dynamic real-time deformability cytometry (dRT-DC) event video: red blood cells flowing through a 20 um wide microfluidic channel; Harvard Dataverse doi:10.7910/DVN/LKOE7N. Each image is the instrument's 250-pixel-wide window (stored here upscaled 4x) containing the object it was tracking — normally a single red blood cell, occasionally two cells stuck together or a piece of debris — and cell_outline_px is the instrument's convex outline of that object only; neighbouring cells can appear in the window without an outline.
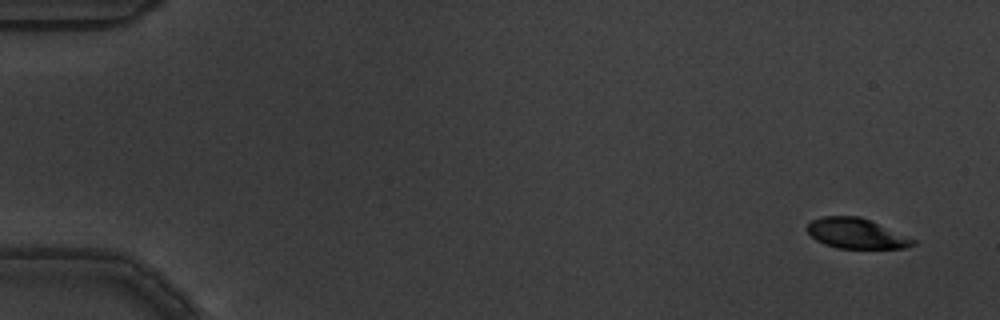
{"species": "common noctule bat (a hibernating species)", "species_latin": "Nyctalus noctula", "temperature_condition": "warm", "stored_images_in_passage": 5, "camera_frame_rate_fps": 3000, "um_per_image_px": 0.085, "animal": {"sex": "male", "body_mass_g": 19.5, "forearm_length_mm": 54.6}, "frame": {"image": 1, "passage_image": 1, "time_ms": 0.0, "image_size_px": [1000, 320], "cell_outline_px": [[916, 244], [904, 248], [836, 248], [824, 244], [816, 240], [804, 228], [812, 220], [820, 216], [860, 216], [916, 240]], "centroid_in_image_um": [72.74, 19.84], "position_along_channel_um": 12.3, "area_um2": 18.55}}
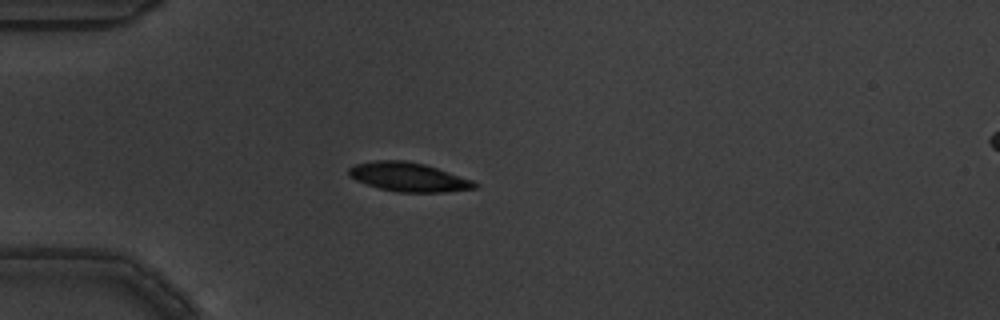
{"frame": {"image": 2, "passage_image": 5, "time_ms": 1.333, "image_size_px": [1000, 320], "cell_outline_px": [[480, 184], [476, 188], [444, 192], [396, 192], [380, 188], [356, 180], [348, 176], [348, 168], [356, 164], [376, 160], [404, 160], [424, 164], [472, 180]], "centroid_in_image_um": [34.71, 15.05], "position_along_channel_um": 50.3, "area_um2": 21.1}}